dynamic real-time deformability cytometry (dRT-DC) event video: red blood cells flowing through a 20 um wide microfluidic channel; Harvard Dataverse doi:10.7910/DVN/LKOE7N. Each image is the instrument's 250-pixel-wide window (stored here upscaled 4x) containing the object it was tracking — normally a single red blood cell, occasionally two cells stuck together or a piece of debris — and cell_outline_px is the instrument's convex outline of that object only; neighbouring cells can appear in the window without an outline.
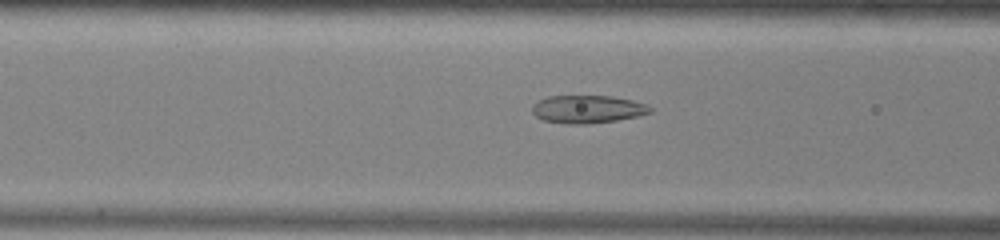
{"species": "common noctule bat (a hibernating species)", "species_latin": "Nyctalus noctula", "temperature_condition": "warm", "stored_images_in_passage": 36, "camera_frame_rate_fps": 3000, "um_per_image_px": 0.085, "animal": {"sex": "male", "body_mass_g": 13.0, "forearm_length_mm": 53.1}, "frame": {"image": 1, "passage_image": 4, "time_ms": 1.0, "image_size_px": [1000, 240], "cell_outline_px": [[652, 112], [636, 116], [616, 120], [588, 124], [568, 124], [544, 120], [536, 116], [532, 112], [532, 104], [548, 96], [612, 96], [632, 100], [648, 104], [652, 108]], "centroid_in_image_um": [49.95, 9.28], "position_along_channel_um": 116.7, "area_um2": 19.13}}
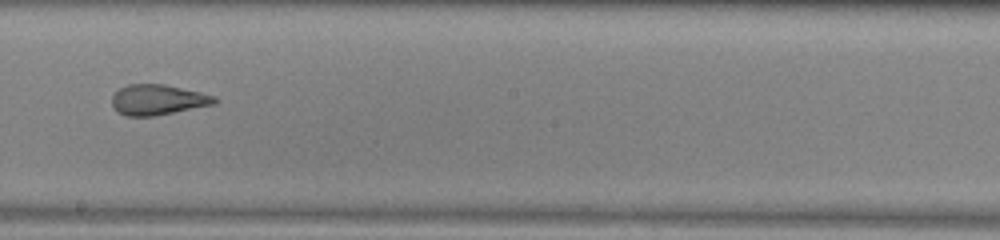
{"frame": {"image": 2, "passage_image": 13, "time_ms": 4.0, "image_size_px": [1000, 240], "cell_outline_px": [[220, 100], [216, 104], [156, 116], [124, 116], [116, 112], [112, 104], [112, 96], [120, 88], [128, 84], [164, 84], [200, 92], [216, 96]], "centroid_in_image_um": [13.44, 8.49], "position_along_channel_um": 234.8, "area_um2": 18.44}}
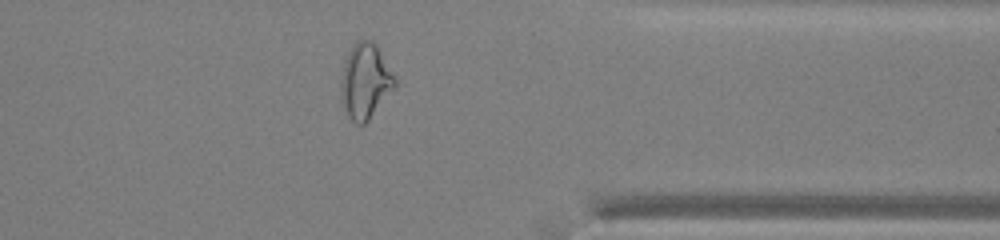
{"frame": {"image": 3, "passage_image": 25, "time_ms": 8.0, "image_size_px": [1000, 240], "cell_outline_px": [[396, 84], [368, 120], [364, 124], [356, 124], [348, 116], [344, 108], [340, 92], [340, 84], [344, 60], [352, 44], [356, 40], [372, 40], [376, 44], [396, 80]], "centroid_in_image_um": [31.0, 6.87], "position_along_channel_um": 380.4, "area_um2": 23.29}}